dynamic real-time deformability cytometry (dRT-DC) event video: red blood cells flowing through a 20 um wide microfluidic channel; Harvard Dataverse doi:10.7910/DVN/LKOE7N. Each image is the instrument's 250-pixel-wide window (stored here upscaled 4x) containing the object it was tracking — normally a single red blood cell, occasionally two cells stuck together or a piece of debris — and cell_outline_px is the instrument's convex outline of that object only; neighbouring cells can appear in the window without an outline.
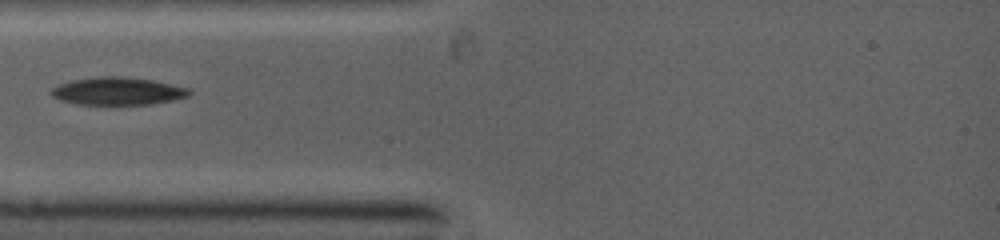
{"species": "common noctule bat (a hibernating species)", "species_latin": "Nyctalus noctula", "temperature_condition": "warm", "stored_images_in_passage": 2, "camera_frame_rate_fps": 5000, "um_per_image_px": 0.085, "animal": {"sex": "female", "body_mass_g": 19.0, "forearm_length_mm": 53.3}, "frame": {"image": 1, "passage_image": 1, "time_ms": 0.0, "image_size_px": [1000, 240], "cell_outline_px": [[192, 92], [188, 96], [172, 100], [152, 104], [76, 104], [60, 100], [52, 96], [48, 92], [52, 88], [60, 84], [72, 80], [100, 76], [124, 76], [152, 80], [188, 88]], "centroid_in_image_um": [9.98, 7.74], "position_along_channel_um": 75.0, "area_um2": 22.2}}